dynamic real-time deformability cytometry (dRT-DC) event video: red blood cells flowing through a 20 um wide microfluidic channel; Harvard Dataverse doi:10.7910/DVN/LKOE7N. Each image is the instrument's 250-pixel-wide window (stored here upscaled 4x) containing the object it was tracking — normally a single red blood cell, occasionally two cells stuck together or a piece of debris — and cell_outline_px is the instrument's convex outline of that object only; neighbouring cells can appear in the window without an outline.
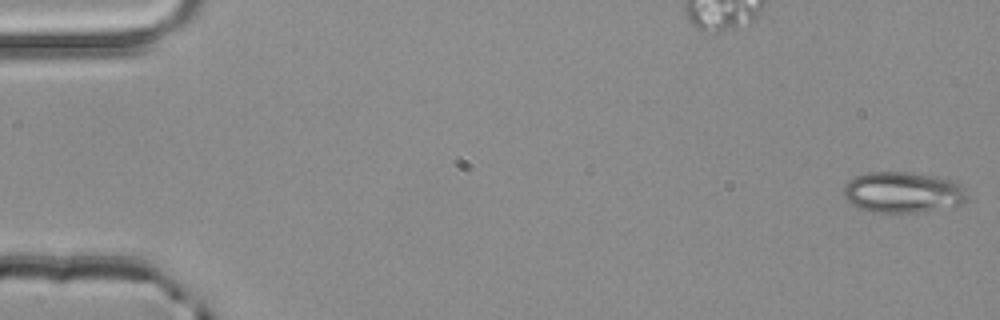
{"species": "common noctule bat (a hibernating species)", "species_latin": "Nyctalus noctula", "temperature_condition": "room temperature", "stored_images_in_passage": 4, "camera_frame_rate_fps": 3000, "um_per_image_px": 0.085, "animal": {"sex": "male", "body_mass_g": 20.4}, "frame": {"image": 1, "passage_image": 1, "time_ms": 0.0, "image_size_px": [1000, 320], "cell_outline_px": [[968, 200], [960, 204], [916, 212], [880, 212], [860, 208], [852, 204], [844, 196], [844, 184], [848, 180], [856, 176], [868, 172], [908, 172], [936, 176], [948, 180], [964, 188], [968, 196]], "centroid_in_image_um": [76.71, 16.33], "position_along_channel_um": 8.3, "area_um2": 28.96}}